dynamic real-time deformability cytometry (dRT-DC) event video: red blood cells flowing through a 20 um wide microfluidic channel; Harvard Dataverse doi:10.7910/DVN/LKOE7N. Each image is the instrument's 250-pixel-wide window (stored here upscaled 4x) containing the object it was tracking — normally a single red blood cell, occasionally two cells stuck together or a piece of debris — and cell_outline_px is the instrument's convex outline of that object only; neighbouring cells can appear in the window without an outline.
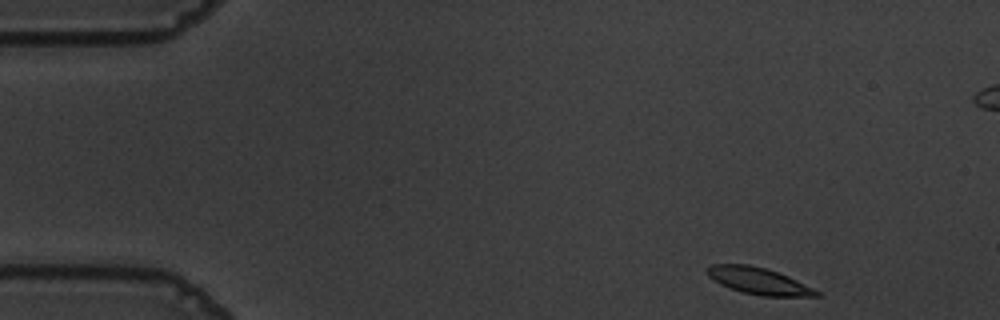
{"species": "common noctule bat (a hibernating species)", "species_latin": "Nyctalus noctula", "temperature_condition": "warm", "stored_images_in_passage": 52, "segment_of_instrument_passage": [1, 2], "camera_frame_rate_fps": 3000, "um_per_image_px": 0.085, "animal": {"sex": "male", "body_mass_g": 19.5, "forearm_length_mm": 54.6}, "frame": {"image": 1, "passage_image": 1, "time_ms": 0.0, "image_size_px": [1000, 320], "cell_outline_px": [[820, 296], [760, 296], [740, 292], [720, 284], [708, 276], [708, 268], [712, 264], [748, 264], [764, 268], [788, 276], [820, 292]], "centroid_in_image_um": [64.47, 23.89], "position_along_channel_um": 20.5, "area_um2": 16.76}}
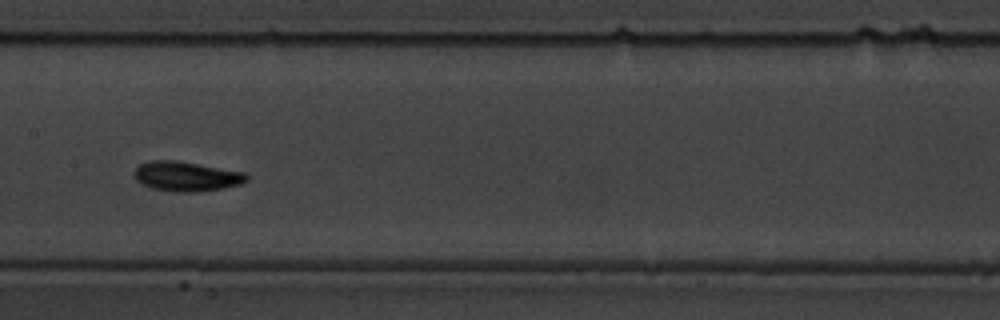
{"frame": {"image": 2, "passage_image": 23, "time_ms": 7.333, "image_size_px": [1000, 320], "cell_outline_px": [[248, 180], [240, 184], [224, 188], [196, 192], [176, 192], [152, 188], [136, 180], [132, 172], [140, 164], [152, 160], [172, 160], [244, 172], [248, 176]], "centroid_in_image_um": [15.82, 15.0], "position_along_channel_um": 191.6, "area_um2": 19.25}}
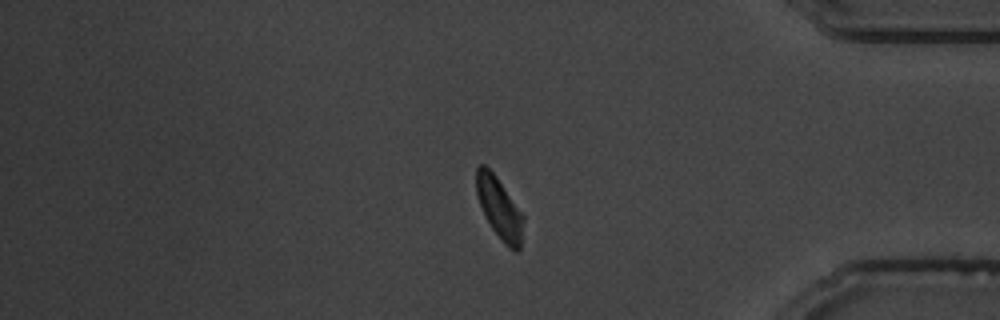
{"frame": {"image": 3, "passage_image": 42, "time_ms": 13.667, "image_size_px": [1000, 320], "cell_outline_px": [[524, 220], [520, 248], [516, 252], [508, 248], [504, 244], [492, 228], [480, 204], [476, 192], [476, 168], [480, 164], [484, 164], [496, 176], [524, 216]], "centroid_in_image_um": [42.45, 17.7], "position_along_channel_um": 392.7, "area_um2": 16.53}}